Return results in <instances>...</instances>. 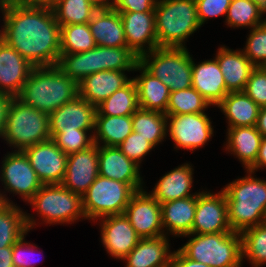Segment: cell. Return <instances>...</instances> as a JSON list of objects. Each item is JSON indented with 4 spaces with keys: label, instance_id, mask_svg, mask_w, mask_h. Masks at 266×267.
I'll return each instance as SVG.
<instances>
[{
    "label": "cell",
    "instance_id": "obj_1",
    "mask_svg": "<svg viewBox=\"0 0 266 267\" xmlns=\"http://www.w3.org/2000/svg\"><path fill=\"white\" fill-rule=\"evenodd\" d=\"M4 26L0 38L34 67L57 66L61 27L53 10L25 6L10 0L2 9Z\"/></svg>",
    "mask_w": 266,
    "mask_h": 267
},
{
    "label": "cell",
    "instance_id": "obj_2",
    "mask_svg": "<svg viewBox=\"0 0 266 267\" xmlns=\"http://www.w3.org/2000/svg\"><path fill=\"white\" fill-rule=\"evenodd\" d=\"M77 96L78 84L57 66H51L34 67L17 98L50 114Z\"/></svg>",
    "mask_w": 266,
    "mask_h": 267
},
{
    "label": "cell",
    "instance_id": "obj_3",
    "mask_svg": "<svg viewBox=\"0 0 266 267\" xmlns=\"http://www.w3.org/2000/svg\"><path fill=\"white\" fill-rule=\"evenodd\" d=\"M248 176L230 182L223 191L227 201L228 223L232 231L245 229L264 222L266 216V181Z\"/></svg>",
    "mask_w": 266,
    "mask_h": 267
},
{
    "label": "cell",
    "instance_id": "obj_4",
    "mask_svg": "<svg viewBox=\"0 0 266 267\" xmlns=\"http://www.w3.org/2000/svg\"><path fill=\"white\" fill-rule=\"evenodd\" d=\"M139 57L128 47L96 46L90 51L61 53L57 67L70 79L79 84L87 76L104 71H133Z\"/></svg>",
    "mask_w": 266,
    "mask_h": 267
},
{
    "label": "cell",
    "instance_id": "obj_5",
    "mask_svg": "<svg viewBox=\"0 0 266 267\" xmlns=\"http://www.w3.org/2000/svg\"><path fill=\"white\" fill-rule=\"evenodd\" d=\"M154 13L158 47L183 48L201 27L195 0H158Z\"/></svg>",
    "mask_w": 266,
    "mask_h": 267
},
{
    "label": "cell",
    "instance_id": "obj_6",
    "mask_svg": "<svg viewBox=\"0 0 266 267\" xmlns=\"http://www.w3.org/2000/svg\"><path fill=\"white\" fill-rule=\"evenodd\" d=\"M192 237L179 250L189 259L210 267H241V234L220 232L215 234H188Z\"/></svg>",
    "mask_w": 266,
    "mask_h": 267
},
{
    "label": "cell",
    "instance_id": "obj_7",
    "mask_svg": "<svg viewBox=\"0 0 266 267\" xmlns=\"http://www.w3.org/2000/svg\"><path fill=\"white\" fill-rule=\"evenodd\" d=\"M3 138L17 151L50 139L49 114L14 97L8 110Z\"/></svg>",
    "mask_w": 266,
    "mask_h": 267
},
{
    "label": "cell",
    "instance_id": "obj_8",
    "mask_svg": "<svg viewBox=\"0 0 266 267\" xmlns=\"http://www.w3.org/2000/svg\"><path fill=\"white\" fill-rule=\"evenodd\" d=\"M192 59L185 47H157L141 55L139 63L174 92L192 87Z\"/></svg>",
    "mask_w": 266,
    "mask_h": 267
},
{
    "label": "cell",
    "instance_id": "obj_9",
    "mask_svg": "<svg viewBox=\"0 0 266 267\" xmlns=\"http://www.w3.org/2000/svg\"><path fill=\"white\" fill-rule=\"evenodd\" d=\"M135 192L127 183L99 175L82 196L85 219L123 214Z\"/></svg>",
    "mask_w": 266,
    "mask_h": 267
},
{
    "label": "cell",
    "instance_id": "obj_10",
    "mask_svg": "<svg viewBox=\"0 0 266 267\" xmlns=\"http://www.w3.org/2000/svg\"><path fill=\"white\" fill-rule=\"evenodd\" d=\"M28 202L48 224L70 223L85 218L82 197L61 184H43Z\"/></svg>",
    "mask_w": 266,
    "mask_h": 267
},
{
    "label": "cell",
    "instance_id": "obj_11",
    "mask_svg": "<svg viewBox=\"0 0 266 267\" xmlns=\"http://www.w3.org/2000/svg\"><path fill=\"white\" fill-rule=\"evenodd\" d=\"M141 239L165 235L161 204L146 191H136L123 213Z\"/></svg>",
    "mask_w": 266,
    "mask_h": 267
},
{
    "label": "cell",
    "instance_id": "obj_12",
    "mask_svg": "<svg viewBox=\"0 0 266 267\" xmlns=\"http://www.w3.org/2000/svg\"><path fill=\"white\" fill-rule=\"evenodd\" d=\"M1 181L8 192H13L29 201L43 186L23 151L7 154L2 161Z\"/></svg>",
    "mask_w": 266,
    "mask_h": 267
},
{
    "label": "cell",
    "instance_id": "obj_13",
    "mask_svg": "<svg viewBox=\"0 0 266 267\" xmlns=\"http://www.w3.org/2000/svg\"><path fill=\"white\" fill-rule=\"evenodd\" d=\"M227 212V201L223 190L218 194L203 191L197 193L195 219L191 234L232 232Z\"/></svg>",
    "mask_w": 266,
    "mask_h": 267
},
{
    "label": "cell",
    "instance_id": "obj_14",
    "mask_svg": "<svg viewBox=\"0 0 266 267\" xmlns=\"http://www.w3.org/2000/svg\"><path fill=\"white\" fill-rule=\"evenodd\" d=\"M43 184H61L67 167L66 155L50 138L24 151Z\"/></svg>",
    "mask_w": 266,
    "mask_h": 267
},
{
    "label": "cell",
    "instance_id": "obj_15",
    "mask_svg": "<svg viewBox=\"0 0 266 267\" xmlns=\"http://www.w3.org/2000/svg\"><path fill=\"white\" fill-rule=\"evenodd\" d=\"M171 139L177 148L195 150L211 138L213 128L205 113L166 115Z\"/></svg>",
    "mask_w": 266,
    "mask_h": 267
},
{
    "label": "cell",
    "instance_id": "obj_16",
    "mask_svg": "<svg viewBox=\"0 0 266 267\" xmlns=\"http://www.w3.org/2000/svg\"><path fill=\"white\" fill-rule=\"evenodd\" d=\"M98 176V145L94 144L86 150L68 155L61 185L82 197Z\"/></svg>",
    "mask_w": 266,
    "mask_h": 267
},
{
    "label": "cell",
    "instance_id": "obj_17",
    "mask_svg": "<svg viewBox=\"0 0 266 267\" xmlns=\"http://www.w3.org/2000/svg\"><path fill=\"white\" fill-rule=\"evenodd\" d=\"M96 113L97 107L78 95L49 114L51 138L60 131L94 130Z\"/></svg>",
    "mask_w": 266,
    "mask_h": 267
},
{
    "label": "cell",
    "instance_id": "obj_18",
    "mask_svg": "<svg viewBox=\"0 0 266 267\" xmlns=\"http://www.w3.org/2000/svg\"><path fill=\"white\" fill-rule=\"evenodd\" d=\"M140 166L129 159L117 146H98L99 175L129 184L135 191L142 190Z\"/></svg>",
    "mask_w": 266,
    "mask_h": 267
},
{
    "label": "cell",
    "instance_id": "obj_19",
    "mask_svg": "<svg viewBox=\"0 0 266 267\" xmlns=\"http://www.w3.org/2000/svg\"><path fill=\"white\" fill-rule=\"evenodd\" d=\"M119 13L124 26L127 47L138 57L158 47L154 12ZM146 43L147 49L144 47Z\"/></svg>",
    "mask_w": 266,
    "mask_h": 267
},
{
    "label": "cell",
    "instance_id": "obj_20",
    "mask_svg": "<svg viewBox=\"0 0 266 267\" xmlns=\"http://www.w3.org/2000/svg\"><path fill=\"white\" fill-rule=\"evenodd\" d=\"M102 218V243L112 257L123 260L141 238L124 214L109 215Z\"/></svg>",
    "mask_w": 266,
    "mask_h": 267
},
{
    "label": "cell",
    "instance_id": "obj_21",
    "mask_svg": "<svg viewBox=\"0 0 266 267\" xmlns=\"http://www.w3.org/2000/svg\"><path fill=\"white\" fill-rule=\"evenodd\" d=\"M34 66L0 38V92L17 97Z\"/></svg>",
    "mask_w": 266,
    "mask_h": 267
},
{
    "label": "cell",
    "instance_id": "obj_22",
    "mask_svg": "<svg viewBox=\"0 0 266 267\" xmlns=\"http://www.w3.org/2000/svg\"><path fill=\"white\" fill-rule=\"evenodd\" d=\"M192 87L211 105H218L229 93L217 59L195 64L192 60Z\"/></svg>",
    "mask_w": 266,
    "mask_h": 267
},
{
    "label": "cell",
    "instance_id": "obj_23",
    "mask_svg": "<svg viewBox=\"0 0 266 267\" xmlns=\"http://www.w3.org/2000/svg\"><path fill=\"white\" fill-rule=\"evenodd\" d=\"M124 73L118 70H104L91 74L78 84V95L97 107L131 80Z\"/></svg>",
    "mask_w": 266,
    "mask_h": 267
},
{
    "label": "cell",
    "instance_id": "obj_24",
    "mask_svg": "<svg viewBox=\"0 0 266 267\" xmlns=\"http://www.w3.org/2000/svg\"><path fill=\"white\" fill-rule=\"evenodd\" d=\"M88 24L98 46L127 47L123 22L114 8L98 9Z\"/></svg>",
    "mask_w": 266,
    "mask_h": 267
},
{
    "label": "cell",
    "instance_id": "obj_25",
    "mask_svg": "<svg viewBox=\"0 0 266 267\" xmlns=\"http://www.w3.org/2000/svg\"><path fill=\"white\" fill-rule=\"evenodd\" d=\"M216 59L229 92L244 91L246 83L255 66L245 56L243 49L235 50L221 47Z\"/></svg>",
    "mask_w": 266,
    "mask_h": 267
},
{
    "label": "cell",
    "instance_id": "obj_26",
    "mask_svg": "<svg viewBox=\"0 0 266 267\" xmlns=\"http://www.w3.org/2000/svg\"><path fill=\"white\" fill-rule=\"evenodd\" d=\"M165 235L157 238L140 239L124 258L126 267H169L173 253Z\"/></svg>",
    "mask_w": 266,
    "mask_h": 267
},
{
    "label": "cell",
    "instance_id": "obj_27",
    "mask_svg": "<svg viewBox=\"0 0 266 267\" xmlns=\"http://www.w3.org/2000/svg\"><path fill=\"white\" fill-rule=\"evenodd\" d=\"M197 193L194 196L181 198L161 204L162 225L176 236L191 234L195 219Z\"/></svg>",
    "mask_w": 266,
    "mask_h": 267
},
{
    "label": "cell",
    "instance_id": "obj_28",
    "mask_svg": "<svg viewBox=\"0 0 266 267\" xmlns=\"http://www.w3.org/2000/svg\"><path fill=\"white\" fill-rule=\"evenodd\" d=\"M141 75L133 78L137 87L138 105L144 110L159 111L166 115L170 91L157 77L149 73L140 63L135 71Z\"/></svg>",
    "mask_w": 266,
    "mask_h": 267
},
{
    "label": "cell",
    "instance_id": "obj_29",
    "mask_svg": "<svg viewBox=\"0 0 266 267\" xmlns=\"http://www.w3.org/2000/svg\"><path fill=\"white\" fill-rule=\"evenodd\" d=\"M193 168L189 164L181 165L166 173L155 185L151 195L160 203L187 198L191 195Z\"/></svg>",
    "mask_w": 266,
    "mask_h": 267
},
{
    "label": "cell",
    "instance_id": "obj_30",
    "mask_svg": "<svg viewBox=\"0 0 266 267\" xmlns=\"http://www.w3.org/2000/svg\"><path fill=\"white\" fill-rule=\"evenodd\" d=\"M227 117L229 128L255 126L260 107L244 92H229L217 105Z\"/></svg>",
    "mask_w": 266,
    "mask_h": 267
},
{
    "label": "cell",
    "instance_id": "obj_31",
    "mask_svg": "<svg viewBox=\"0 0 266 267\" xmlns=\"http://www.w3.org/2000/svg\"><path fill=\"white\" fill-rule=\"evenodd\" d=\"M35 224V220L15 204H0V248L13 246Z\"/></svg>",
    "mask_w": 266,
    "mask_h": 267
},
{
    "label": "cell",
    "instance_id": "obj_32",
    "mask_svg": "<svg viewBox=\"0 0 266 267\" xmlns=\"http://www.w3.org/2000/svg\"><path fill=\"white\" fill-rule=\"evenodd\" d=\"M226 150L234 153L248 170L256 161L262 135L255 126L228 128Z\"/></svg>",
    "mask_w": 266,
    "mask_h": 267
},
{
    "label": "cell",
    "instance_id": "obj_33",
    "mask_svg": "<svg viewBox=\"0 0 266 267\" xmlns=\"http://www.w3.org/2000/svg\"><path fill=\"white\" fill-rule=\"evenodd\" d=\"M94 131V144L100 146L102 142L103 146H119L133 132L132 115H96Z\"/></svg>",
    "mask_w": 266,
    "mask_h": 267
},
{
    "label": "cell",
    "instance_id": "obj_34",
    "mask_svg": "<svg viewBox=\"0 0 266 267\" xmlns=\"http://www.w3.org/2000/svg\"><path fill=\"white\" fill-rule=\"evenodd\" d=\"M139 109L137 87L131 79L97 106L96 115L128 116Z\"/></svg>",
    "mask_w": 266,
    "mask_h": 267
},
{
    "label": "cell",
    "instance_id": "obj_35",
    "mask_svg": "<svg viewBox=\"0 0 266 267\" xmlns=\"http://www.w3.org/2000/svg\"><path fill=\"white\" fill-rule=\"evenodd\" d=\"M168 121L167 116L159 111L139 108L132 115L133 131L140 133V136L146 138L154 146L162 142L166 133H168Z\"/></svg>",
    "mask_w": 266,
    "mask_h": 267
},
{
    "label": "cell",
    "instance_id": "obj_36",
    "mask_svg": "<svg viewBox=\"0 0 266 267\" xmlns=\"http://www.w3.org/2000/svg\"><path fill=\"white\" fill-rule=\"evenodd\" d=\"M61 53L74 54L90 51L97 46L88 23L61 26Z\"/></svg>",
    "mask_w": 266,
    "mask_h": 267
},
{
    "label": "cell",
    "instance_id": "obj_37",
    "mask_svg": "<svg viewBox=\"0 0 266 267\" xmlns=\"http://www.w3.org/2000/svg\"><path fill=\"white\" fill-rule=\"evenodd\" d=\"M52 10L61 27L88 23L98 8L88 0H60Z\"/></svg>",
    "mask_w": 266,
    "mask_h": 267
},
{
    "label": "cell",
    "instance_id": "obj_38",
    "mask_svg": "<svg viewBox=\"0 0 266 267\" xmlns=\"http://www.w3.org/2000/svg\"><path fill=\"white\" fill-rule=\"evenodd\" d=\"M242 260L247 257L254 267L266 262V223L245 229L241 233Z\"/></svg>",
    "mask_w": 266,
    "mask_h": 267
},
{
    "label": "cell",
    "instance_id": "obj_39",
    "mask_svg": "<svg viewBox=\"0 0 266 267\" xmlns=\"http://www.w3.org/2000/svg\"><path fill=\"white\" fill-rule=\"evenodd\" d=\"M266 13L251 0H231L226 16V24L230 27H257L266 22L261 20Z\"/></svg>",
    "mask_w": 266,
    "mask_h": 267
},
{
    "label": "cell",
    "instance_id": "obj_40",
    "mask_svg": "<svg viewBox=\"0 0 266 267\" xmlns=\"http://www.w3.org/2000/svg\"><path fill=\"white\" fill-rule=\"evenodd\" d=\"M210 103L193 87L170 92L166 115L204 113Z\"/></svg>",
    "mask_w": 266,
    "mask_h": 267
},
{
    "label": "cell",
    "instance_id": "obj_41",
    "mask_svg": "<svg viewBox=\"0 0 266 267\" xmlns=\"http://www.w3.org/2000/svg\"><path fill=\"white\" fill-rule=\"evenodd\" d=\"M87 131L90 132V130L80 129L60 131L51 139L66 155H70L86 150L94 145L93 135L87 136Z\"/></svg>",
    "mask_w": 266,
    "mask_h": 267
},
{
    "label": "cell",
    "instance_id": "obj_42",
    "mask_svg": "<svg viewBox=\"0 0 266 267\" xmlns=\"http://www.w3.org/2000/svg\"><path fill=\"white\" fill-rule=\"evenodd\" d=\"M243 52L255 67L266 66V22L251 28Z\"/></svg>",
    "mask_w": 266,
    "mask_h": 267
},
{
    "label": "cell",
    "instance_id": "obj_43",
    "mask_svg": "<svg viewBox=\"0 0 266 267\" xmlns=\"http://www.w3.org/2000/svg\"><path fill=\"white\" fill-rule=\"evenodd\" d=\"M129 159L140 166L141 159L155 146L140 133L132 132L126 139L117 146Z\"/></svg>",
    "mask_w": 266,
    "mask_h": 267
},
{
    "label": "cell",
    "instance_id": "obj_44",
    "mask_svg": "<svg viewBox=\"0 0 266 267\" xmlns=\"http://www.w3.org/2000/svg\"><path fill=\"white\" fill-rule=\"evenodd\" d=\"M244 92L260 107H266V67H255Z\"/></svg>",
    "mask_w": 266,
    "mask_h": 267
},
{
    "label": "cell",
    "instance_id": "obj_45",
    "mask_svg": "<svg viewBox=\"0 0 266 267\" xmlns=\"http://www.w3.org/2000/svg\"><path fill=\"white\" fill-rule=\"evenodd\" d=\"M230 2L231 0H195L200 25L210 17L227 14Z\"/></svg>",
    "mask_w": 266,
    "mask_h": 267
},
{
    "label": "cell",
    "instance_id": "obj_46",
    "mask_svg": "<svg viewBox=\"0 0 266 267\" xmlns=\"http://www.w3.org/2000/svg\"><path fill=\"white\" fill-rule=\"evenodd\" d=\"M24 238L25 235L12 246V262L14 267H34L36 265V262L30 256L33 253L34 247L30 243L28 244Z\"/></svg>",
    "mask_w": 266,
    "mask_h": 267
},
{
    "label": "cell",
    "instance_id": "obj_47",
    "mask_svg": "<svg viewBox=\"0 0 266 267\" xmlns=\"http://www.w3.org/2000/svg\"><path fill=\"white\" fill-rule=\"evenodd\" d=\"M158 0H115L118 12H154Z\"/></svg>",
    "mask_w": 266,
    "mask_h": 267
},
{
    "label": "cell",
    "instance_id": "obj_48",
    "mask_svg": "<svg viewBox=\"0 0 266 267\" xmlns=\"http://www.w3.org/2000/svg\"><path fill=\"white\" fill-rule=\"evenodd\" d=\"M169 267H210L209 265L187 258L179 249L173 252Z\"/></svg>",
    "mask_w": 266,
    "mask_h": 267
},
{
    "label": "cell",
    "instance_id": "obj_49",
    "mask_svg": "<svg viewBox=\"0 0 266 267\" xmlns=\"http://www.w3.org/2000/svg\"><path fill=\"white\" fill-rule=\"evenodd\" d=\"M13 98V96L0 92V137H3L8 110Z\"/></svg>",
    "mask_w": 266,
    "mask_h": 267
},
{
    "label": "cell",
    "instance_id": "obj_50",
    "mask_svg": "<svg viewBox=\"0 0 266 267\" xmlns=\"http://www.w3.org/2000/svg\"><path fill=\"white\" fill-rule=\"evenodd\" d=\"M266 166V137H262L255 163L248 169L252 173Z\"/></svg>",
    "mask_w": 266,
    "mask_h": 267
},
{
    "label": "cell",
    "instance_id": "obj_51",
    "mask_svg": "<svg viewBox=\"0 0 266 267\" xmlns=\"http://www.w3.org/2000/svg\"><path fill=\"white\" fill-rule=\"evenodd\" d=\"M19 4L52 9L60 0H14Z\"/></svg>",
    "mask_w": 266,
    "mask_h": 267
},
{
    "label": "cell",
    "instance_id": "obj_52",
    "mask_svg": "<svg viewBox=\"0 0 266 267\" xmlns=\"http://www.w3.org/2000/svg\"><path fill=\"white\" fill-rule=\"evenodd\" d=\"M0 267H14L12 262V246L0 248Z\"/></svg>",
    "mask_w": 266,
    "mask_h": 267
},
{
    "label": "cell",
    "instance_id": "obj_53",
    "mask_svg": "<svg viewBox=\"0 0 266 267\" xmlns=\"http://www.w3.org/2000/svg\"><path fill=\"white\" fill-rule=\"evenodd\" d=\"M255 127L262 137H266V107L260 108Z\"/></svg>",
    "mask_w": 266,
    "mask_h": 267
},
{
    "label": "cell",
    "instance_id": "obj_54",
    "mask_svg": "<svg viewBox=\"0 0 266 267\" xmlns=\"http://www.w3.org/2000/svg\"><path fill=\"white\" fill-rule=\"evenodd\" d=\"M90 3H92L95 7L98 9H108L114 7V1L111 3L108 0H88Z\"/></svg>",
    "mask_w": 266,
    "mask_h": 267
},
{
    "label": "cell",
    "instance_id": "obj_55",
    "mask_svg": "<svg viewBox=\"0 0 266 267\" xmlns=\"http://www.w3.org/2000/svg\"><path fill=\"white\" fill-rule=\"evenodd\" d=\"M251 1L266 12V0H251Z\"/></svg>",
    "mask_w": 266,
    "mask_h": 267
},
{
    "label": "cell",
    "instance_id": "obj_56",
    "mask_svg": "<svg viewBox=\"0 0 266 267\" xmlns=\"http://www.w3.org/2000/svg\"><path fill=\"white\" fill-rule=\"evenodd\" d=\"M5 195H2L0 193V204L2 203H11L6 197H4Z\"/></svg>",
    "mask_w": 266,
    "mask_h": 267
},
{
    "label": "cell",
    "instance_id": "obj_57",
    "mask_svg": "<svg viewBox=\"0 0 266 267\" xmlns=\"http://www.w3.org/2000/svg\"><path fill=\"white\" fill-rule=\"evenodd\" d=\"M10 0H0V9H2Z\"/></svg>",
    "mask_w": 266,
    "mask_h": 267
}]
</instances>
